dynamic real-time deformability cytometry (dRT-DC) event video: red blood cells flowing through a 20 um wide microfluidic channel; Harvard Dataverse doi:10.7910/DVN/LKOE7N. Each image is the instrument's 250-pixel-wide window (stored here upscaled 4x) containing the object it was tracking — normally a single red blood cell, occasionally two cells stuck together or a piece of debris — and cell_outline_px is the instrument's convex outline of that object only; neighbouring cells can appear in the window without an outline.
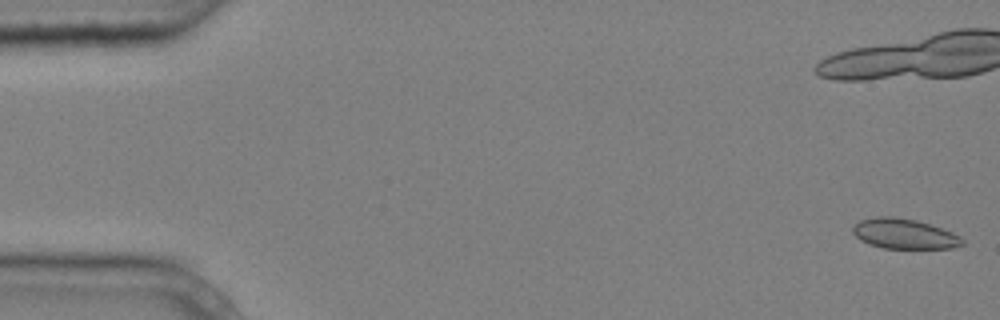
{"species": "common noctule bat (a hibernating species)", "species_latin": "Nyctalus noctula", "temperature_condition": "cold", "stored_images_in_passage": 6, "camera_frame_rate_fps": 3000, "um_per_image_px": 0.085, "animal": {"sex": "male", "body_mass_g": 20.4}, "frame": {"image": 1, "passage_image": 1, "time_ms": 0.0, "image_size_px": [1000, 320], "cell_outline_px": [[964, 244], [952, 248], [884, 248], [868, 244], [860, 240], [852, 232], [852, 228], [860, 220], [876, 216], [892, 216], [916, 220], [952, 232], [960, 236], [964, 240]], "centroid_in_image_um": [76.84, 19.87], "position_along_channel_um": 8.2, "area_um2": 19.13}}